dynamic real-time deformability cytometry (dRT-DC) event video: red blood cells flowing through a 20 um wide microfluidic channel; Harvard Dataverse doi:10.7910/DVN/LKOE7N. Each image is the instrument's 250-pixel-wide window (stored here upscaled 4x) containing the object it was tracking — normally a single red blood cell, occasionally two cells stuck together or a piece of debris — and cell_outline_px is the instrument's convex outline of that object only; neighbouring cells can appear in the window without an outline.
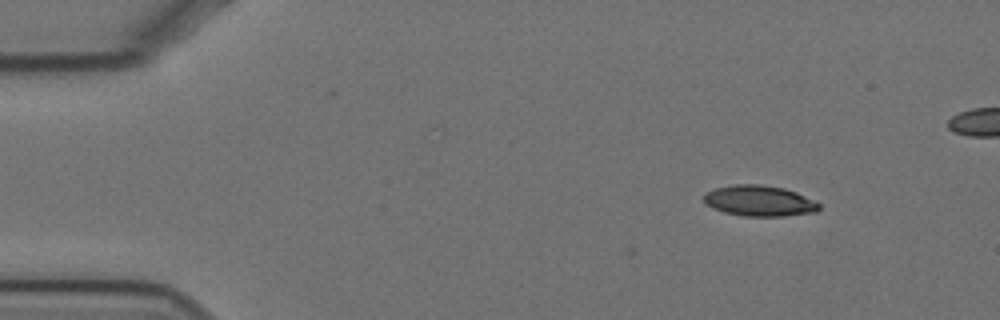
{"species": "Egyptian fruit bat (a non-hibernating species)", "species_latin": "Rousettus aegyptiacus", "temperature_condition": "cold", "stored_images_in_passage": 2, "camera_frame_rate_fps": 3000, "um_per_image_px": 0.085, "animal": {"sex": "female"}, "frame": {"image": 1, "passage_image": 2, "time_ms": 0.333, "image_size_px": [1000, 320], "cell_outline_px": [[820, 208], [816, 212], [784, 216], [744, 216], [724, 212], [712, 208], [704, 204], [704, 192], [716, 188], [732, 184], [760, 184], [784, 188], [796, 192], [820, 204]], "centroid_in_image_um": [64.5, 17.07], "position_along_channel_um": 20.5, "area_um2": 20.75}}